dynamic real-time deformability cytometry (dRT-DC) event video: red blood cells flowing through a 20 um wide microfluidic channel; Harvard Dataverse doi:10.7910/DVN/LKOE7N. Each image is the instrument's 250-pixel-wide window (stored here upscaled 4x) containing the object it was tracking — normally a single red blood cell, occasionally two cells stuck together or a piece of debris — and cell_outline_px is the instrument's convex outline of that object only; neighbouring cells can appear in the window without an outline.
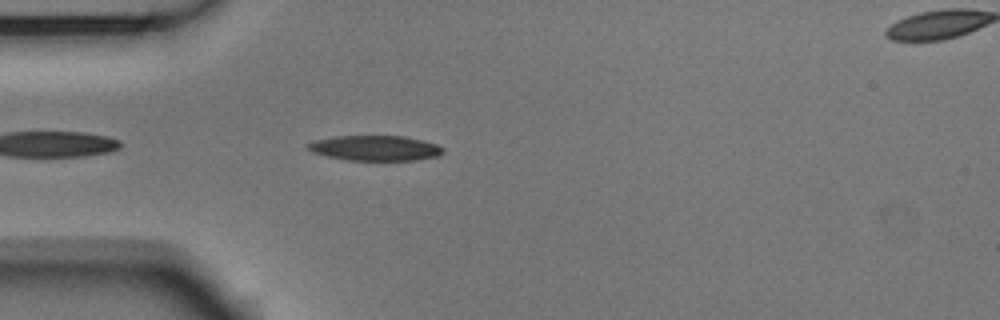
{"species": "Egyptian fruit bat (a non-hibernating species)", "species_latin": "Rousettus aegyptiacus", "temperature_condition": "room temperature", "stored_images_in_passage": 13, "camera_frame_rate_fps": 3000, "um_per_image_px": 0.085, "animal": {"sex": "male"}, "frame": {"image": 1, "passage_image": 3, "time_ms": 0.667, "image_size_px": [1000, 320], "cell_outline_px": [[444, 152], [440, 156], [416, 160], [348, 160], [328, 156], [312, 152], [304, 144], [312, 140], [336, 136], [404, 136], [424, 140], [436, 144], [444, 148]], "centroid_in_image_um": [31.9, 12.58], "position_along_channel_um": 53.1, "area_um2": 20.0}}
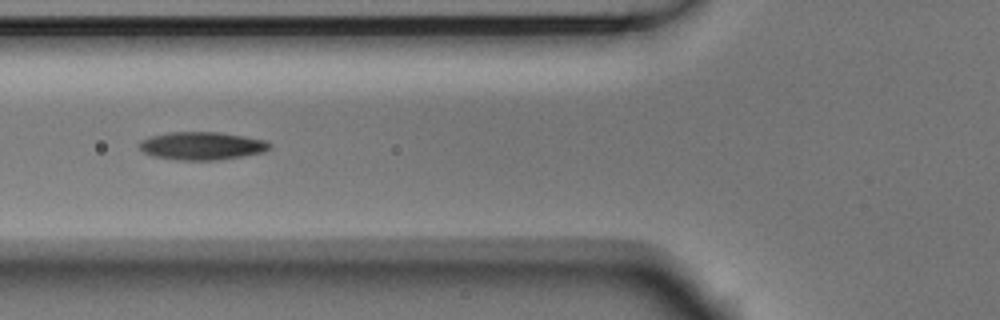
{"frame": {"image": 2, "passage_image": 8, "time_ms": 2.333, "image_size_px": [1000, 320], "cell_outline_px": [[272, 148], [264, 152], [244, 156], [216, 160], [180, 160], [156, 156], [144, 152], [140, 148], [140, 140], [152, 136], [168, 132], [220, 132], [244, 136], [264, 140], [272, 144]], "centroid_in_image_um": [17.21, 12.39], "position_along_channel_um": 108.6, "area_um2": 21.15}}
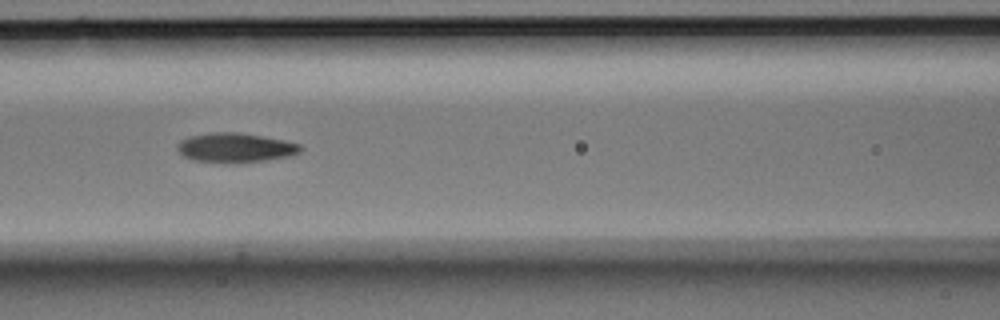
{"frame": {"image": 3, "passage_image": 11, "time_ms": 3.333, "image_size_px": [1000, 320], "cell_outline_px": [[300, 152], [288, 156], [264, 160], [192, 160], [184, 156], [176, 148], [176, 144], [180, 140], [188, 136], [212, 132], [240, 132], [264, 136], [284, 140], [300, 144]], "centroid_in_image_um": [19.97, 12.49], "position_along_channel_um": 146.6, "area_um2": 20.29}}